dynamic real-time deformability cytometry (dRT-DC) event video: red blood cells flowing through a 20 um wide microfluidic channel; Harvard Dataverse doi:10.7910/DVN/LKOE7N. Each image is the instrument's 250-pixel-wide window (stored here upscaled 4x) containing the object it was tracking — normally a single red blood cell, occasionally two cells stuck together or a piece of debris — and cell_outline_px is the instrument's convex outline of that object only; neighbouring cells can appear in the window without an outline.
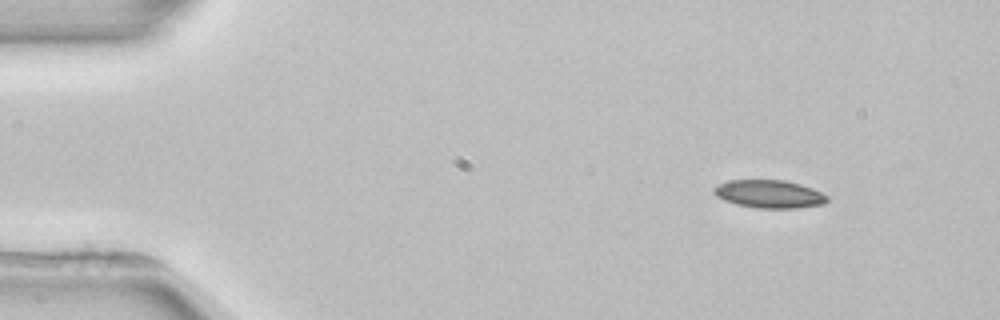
{"species": "common noctule bat (a hibernating species)", "species_latin": "Nyctalus noctula", "temperature_condition": "room temperature", "stored_images_in_passage": 3, "camera_frame_rate_fps": 3000, "um_per_image_px": 0.085, "animal": {"sex": "female", "body_mass_g": 22.7, "forearm_length_mm": 54.2}, "frame": {"image": 1, "passage_image": 1, "time_ms": 0.0, "image_size_px": [1000, 320], "cell_outline_px": [[828, 200], [824, 204], [796, 208], [756, 208], [736, 204], [724, 200], [716, 196], [712, 192], [712, 188], [716, 184], [728, 180], [784, 180], [800, 184], [812, 188], [828, 196]], "centroid_in_image_um": [65.34, 16.49], "position_along_channel_um": 19.7, "area_um2": 18.61}}
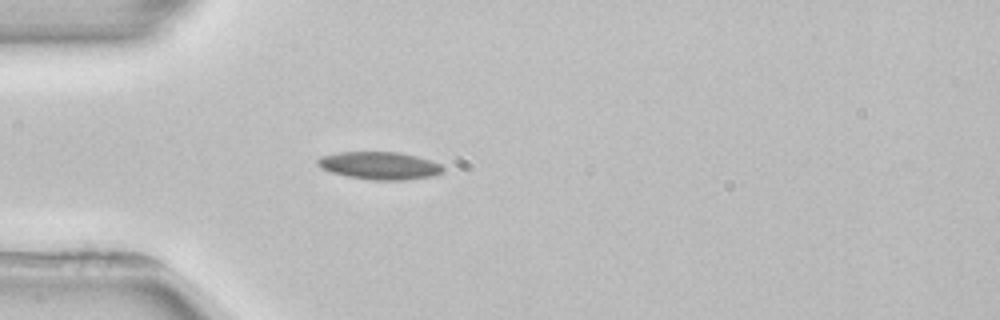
{"frame": {"image": 2, "passage_image": 3, "time_ms": 3.0, "image_size_px": [1000, 320], "cell_outline_px": [[444, 172], [436, 176], [404, 180], [372, 180], [348, 176], [328, 172], [320, 168], [316, 164], [316, 160], [320, 156], [340, 152], [400, 152], [432, 160], [440, 164], [444, 168]], "centroid_in_image_um": [32.27, 14.08], "position_along_channel_um": 52.7, "area_um2": 20.52}}